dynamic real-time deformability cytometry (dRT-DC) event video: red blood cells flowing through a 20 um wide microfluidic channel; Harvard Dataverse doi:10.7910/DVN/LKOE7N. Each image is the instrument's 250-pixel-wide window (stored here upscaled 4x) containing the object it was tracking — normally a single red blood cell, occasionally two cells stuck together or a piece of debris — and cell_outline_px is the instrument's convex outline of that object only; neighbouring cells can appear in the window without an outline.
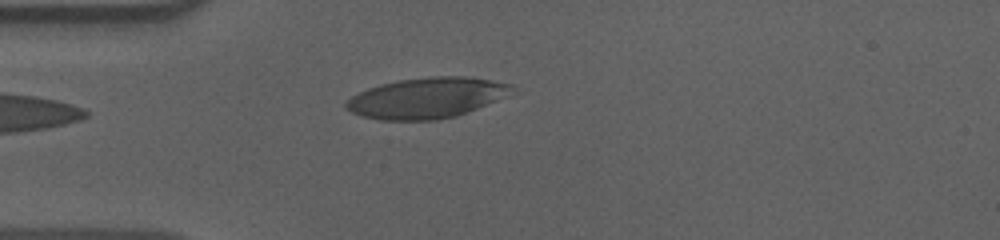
{"species": "human", "species_latin": "Homo sapiens", "temperature_condition": "cold", "stored_images_in_passage": 29, "camera_frame_rate_fps": 3000, "um_per_image_px": 0.085, "donor": {"sex": "male"}, "frame": {"image": 1, "passage_image": 1, "time_ms": 0.0, "image_size_px": [1000, 240], "cell_outline_px": [[516, 92], [456, 116], [436, 120], [380, 120], [364, 116], [352, 112], [344, 108], [344, 104], [352, 96], [368, 88], [380, 84], [400, 80], [428, 76], [464, 76], [492, 80], [512, 84]], "centroid_in_image_um": [36.28, 8.31], "position_along_channel_um": 48.7, "area_um2": 39.13}}
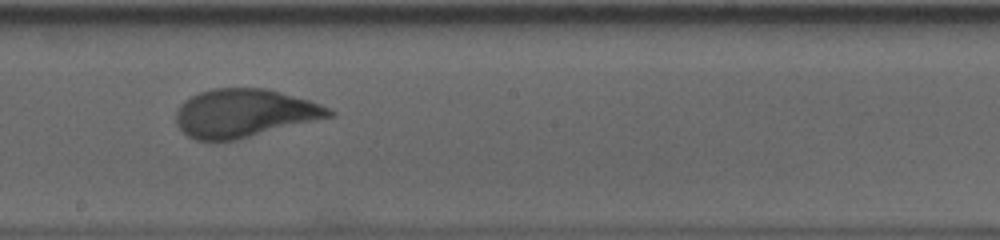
{"frame": {"image": 2, "passage_image": 17, "time_ms": 5.333, "image_size_px": [1000, 240], "cell_outline_px": [[336, 116], [236, 140], [196, 140], [188, 136], [176, 124], [176, 112], [180, 104], [184, 100], [200, 92], [212, 88], [268, 88], [308, 100], [320, 104], [336, 112]], "centroid_in_image_um": [20.79, 9.62], "position_along_channel_um": 227.4, "area_um2": 43.12}}
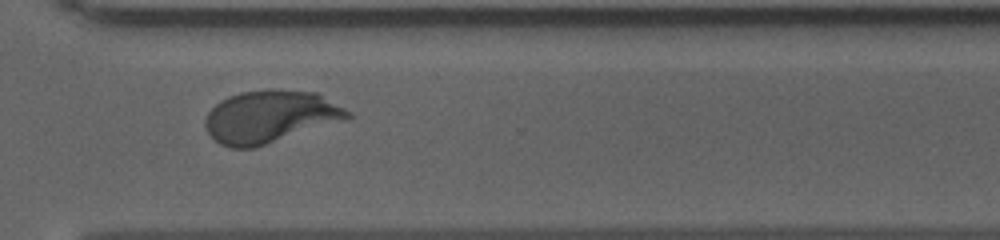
{"frame": {"image": 3, "passage_image": 27, "time_ms": 8.667, "image_size_px": [1000, 240], "cell_outline_px": [[352, 116], [348, 120], [256, 148], [232, 148], [220, 144], [208, 132], [204, 124], [204, 120], [208, 112], [220, 100], [228, 96], [240, 92], [320, 92], [352, 112]], "centroid_in_image_um": [23.02, 9.96], "position_along_channel_um": 347.6, "area_um2": 43.35}, "authors_computed_cell_mechanics": {"area_um2": 42.5986, "velocity_mm_per_s": 3.6064, "shape_relaxation_time_tau1_ms": 3.4016, "shape_relaxation_time_tau2_ms": null, "deformation_change_tau1": 0.1776, "deformation_change_tau2": null}}